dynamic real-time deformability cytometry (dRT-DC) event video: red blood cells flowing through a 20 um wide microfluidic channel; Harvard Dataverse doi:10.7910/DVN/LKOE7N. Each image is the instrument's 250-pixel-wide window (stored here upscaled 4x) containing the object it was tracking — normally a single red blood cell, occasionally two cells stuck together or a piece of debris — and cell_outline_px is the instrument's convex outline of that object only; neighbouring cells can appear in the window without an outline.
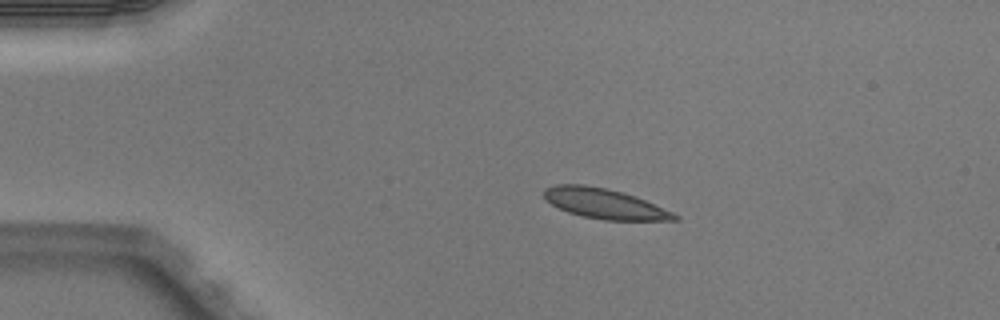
{"species": "Egyptian fruit bat (a non-hibernating species)", "species_latin": "Rousettus aegyptiacus", "temperature_condition": "warm", "stored_images_in_passage": 3, "camera_frame_rate_fps": 3000, "um_per_image_px": 0.085, "animal": {"sex": "male"}, "frame": {"image": 1, "passage_image": 2, "time_ms": 0.333, "image_size_px": [1000, 320], "cell_outline_px": [[680, 220], [604, 220], [584, 216], [568, 212], [552, 204], [544, 196], [544, 188], [556, 184], [584, 184], [608, 188], [636, 196], [672, 212], [680, 216]], "centroid_in_image_um": [51.4, 17.3], "position_along_channel_um": 33.6, "area_um2": 22.77}}